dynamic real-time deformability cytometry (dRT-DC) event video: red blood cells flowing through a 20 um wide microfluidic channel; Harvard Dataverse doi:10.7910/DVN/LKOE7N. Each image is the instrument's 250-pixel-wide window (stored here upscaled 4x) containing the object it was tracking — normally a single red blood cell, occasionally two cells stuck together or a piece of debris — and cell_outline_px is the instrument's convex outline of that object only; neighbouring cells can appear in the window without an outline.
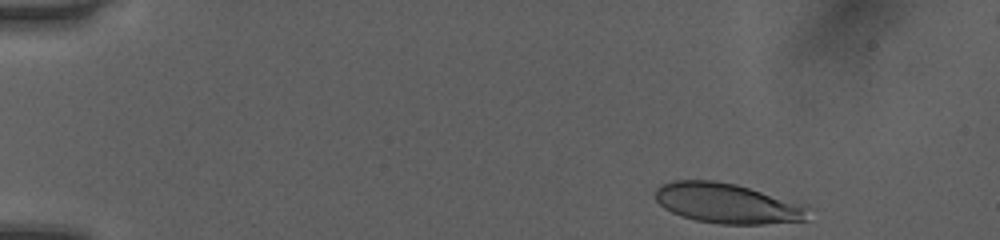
{"species": "human", "species_latin": "Homo sapiens", "temperature_condition": "room temperature", "stored_images_in_passage": 38, "camera_frame_rate_fps": 3000, "um_per_image_px": 0.085, "donor": {"sex": "female"}, "frame": {"image": 1, "passage_image": 1, "time_ms": 0.0, "image_size_px": [1000, 240], "cell_outline_px": [[816, 208], [808, 220], [764, 224], [720, 224], [696, 220], [680, 216], [664, 208], [656, 200], [656, 188], [660, 184], [672, 180], [712, 180], [736, 184], [808, 204]], "centroid_in_image_um": [61.94, 17.29], "position_along_channel_um": 23.1, "area_um2": 36.59}}
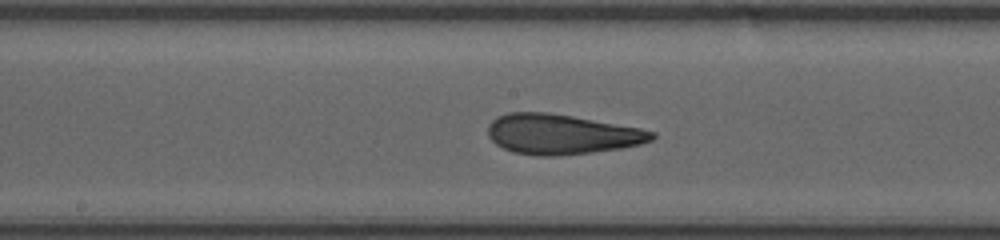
{"frame": {"image": 2, "passage_image": 22, "time_ms": 7.0, "image_size_px": [1000, 240], "cell_outline_px": [[656, 136], [652, 140], [640, 144], [620, 148], [592, 152], [552, 156], [540, 156], [512, 152], [496, 144], [488, 136], [488, 124], [496, 116], [508, 112], [548, 112], [572, 116], [640, 128], [656, 132]], "centroid_in_image_um": [47.7, 11.4], "position_along_channel_um": 200.5, "area_um2": 38.21}}
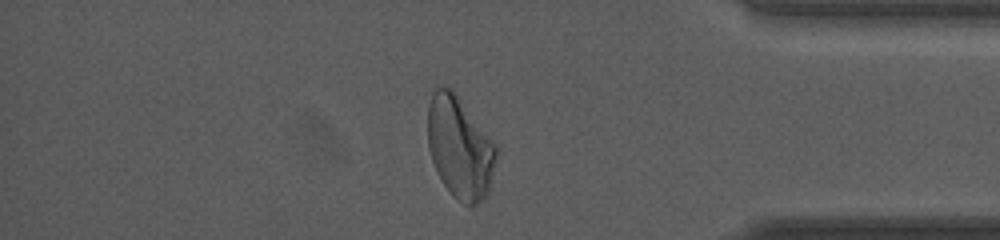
{"frame": {"image": 3, "passage_image": 38, "time_ms": 12.333, "image_size_px": [1000, 240], "cell_outline_px": [[500, 152], [488, 192], [476, 204], [468, 208], [456, 200], [452, 196], [440, 180], [436, 172], [428, 148], [428, 104], [432, 92], [436, 84], [452, 88], [456, 92], [500, 148]], "centroid_in_image_um": [39.1, 12.52], "position_along_channel_um": 396.1, "area_um2": 41.96}, "authors_computed_cell_mechanics": {"area_um2": 37.1365, "velocity_mm_per_s": 4.063, "shape_relaxation_time_tau1_ms": 5.9736, "shape_relaxation_time_tau2_ms": 1.1628, "deformation_change_tau1": 0.2183, "deformation_change_tau2": 0.0946}}